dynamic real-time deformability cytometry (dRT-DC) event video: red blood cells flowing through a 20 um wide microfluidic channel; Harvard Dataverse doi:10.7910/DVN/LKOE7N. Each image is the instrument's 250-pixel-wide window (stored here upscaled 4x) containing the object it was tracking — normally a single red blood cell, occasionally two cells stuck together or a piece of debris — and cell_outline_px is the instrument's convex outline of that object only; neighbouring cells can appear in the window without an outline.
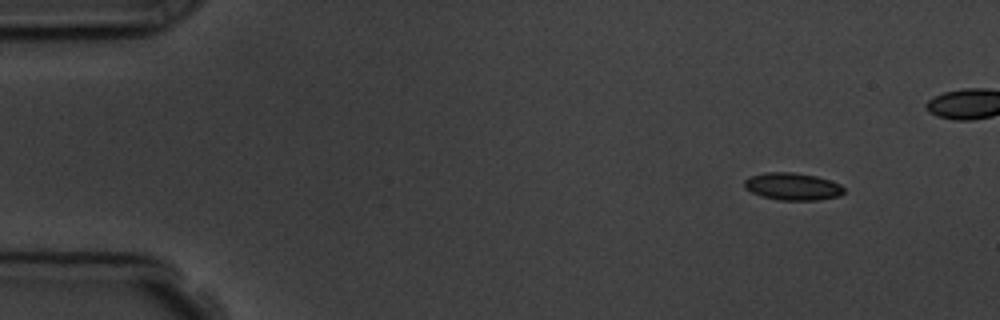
{"species": "common noctule bat (a hibernating species)", "species_latin": "Nyctalus noctula", "temperature_condition": "room temperature", "stored_images_in_passage": 4, "camera_frame_rate_fps": 3000, "um_per_image_px": 0.085, "animal": {"sex": "male", "body_mass_g": 19.5, "forearm_length_mm": 54.6}, "frame": {"image": 1, "passage_image": 1, "time_ms": 0.0, "image_size_px": [1000, 320], "cell_outline_px": [[844, 192], [840, 196], [816, 200], [780, 200], [760, 196], [744, 188], [744, 180], [752, 176], [768, 172], [792, 172], [816, 176], [840, 184], [844, 188]], "centroid_in_image_um": [67.36, 15.86], "position_along_channel_um": 17.6, "area_um2": 15.78}}